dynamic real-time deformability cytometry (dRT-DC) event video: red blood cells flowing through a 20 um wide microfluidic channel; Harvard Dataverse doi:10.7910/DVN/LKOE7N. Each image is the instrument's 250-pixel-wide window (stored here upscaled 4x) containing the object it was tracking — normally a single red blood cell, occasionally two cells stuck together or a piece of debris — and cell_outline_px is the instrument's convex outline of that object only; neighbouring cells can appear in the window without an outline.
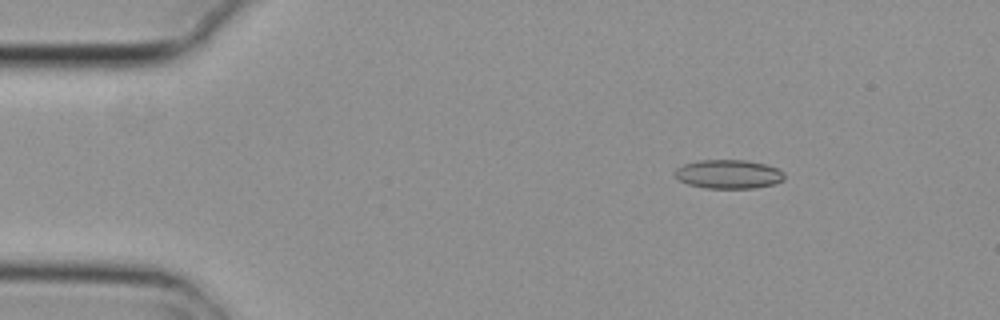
{"species": "common noctule bat (a hibernating species)", "species_latin": "Nyctalus noctula", "temperature_condition": "cold", "stored_images_in_passage": 3, "camera_frame_rate_fps": 3000, "um_per_image_px": 0.085, "animal": {"sex": "female", "body_mass_g": 29.2, "forearm_length_mm": 56.3}, "frame": {"image": 1, "passage_image": 1, "time_ms": 0.0, "image_size_px": [1000, 320], "cell_outline_px": [[784, 180], [772, 184], [756, 188], [704, 188], [688, 184], [680, 180], [672, 172], [676, 168], [684, 164], [700, 160], [744, 160], [764, 164], [776, 168], [784, 172]], "centroid_in_image_um": [61.9, 14.8], "position_along_channel_um": 23.1, "area_um2": 18.38}}